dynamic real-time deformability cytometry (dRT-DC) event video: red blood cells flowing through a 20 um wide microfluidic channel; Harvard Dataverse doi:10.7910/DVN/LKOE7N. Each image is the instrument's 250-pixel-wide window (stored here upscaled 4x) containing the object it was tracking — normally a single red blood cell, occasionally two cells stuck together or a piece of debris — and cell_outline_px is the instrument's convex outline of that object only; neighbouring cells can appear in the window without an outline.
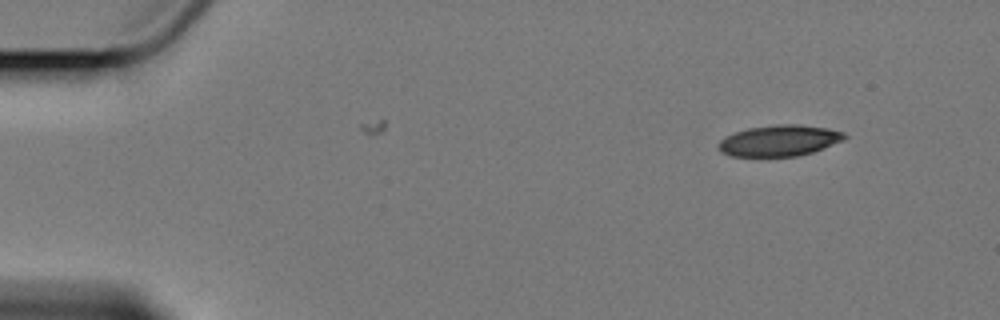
{"species": "Egyptian fruit bat (a non-hibernating species)", "species_latin": "Rousettus aegyptiacus", "temperature_condition": "cold", "stored_images_in_passage": 12, "camera_frame_rate_fps": 3000, "um_per_image_px": 0.085, "animal": {"sex": "female"}, "frame": {"image": 1, "passage_image": 1, "time_ms": 0.0, "image_size_px": [1000, 320], "cell_outline_px": [[848, 136], [844, 140], [812, 152], [796, 156], [732, 156], [720, 152], [716, 144], [724, 136], [748, 128], [776, 124], [796, 124], [828, 128], [844, 132]], "centroid_in_image_um": [66.22, 11.94], "position_along_channel_um": 18.8, "area_um2": 22.89}}
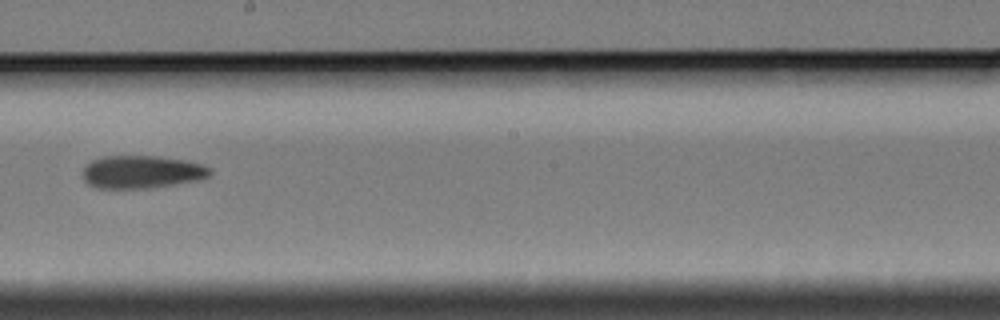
{"frame": {"image": 2, "passage_image": 7, "time_ms": 9.333, "image_size_px": [1000, 320], "cell_outline_px": [[212, 172], [208, 176], [200, 180], [152, 188], [96, 188], [88, 184], [84, 180], [84, 168], [92, 160], [104, 156], [156, 156], [184, 160], [200, 164], [212, 168]], "centroid_in_image_um": [12.07, 14.62], "position_along_channel_um": 236.1, "area_um2": 24.33}}
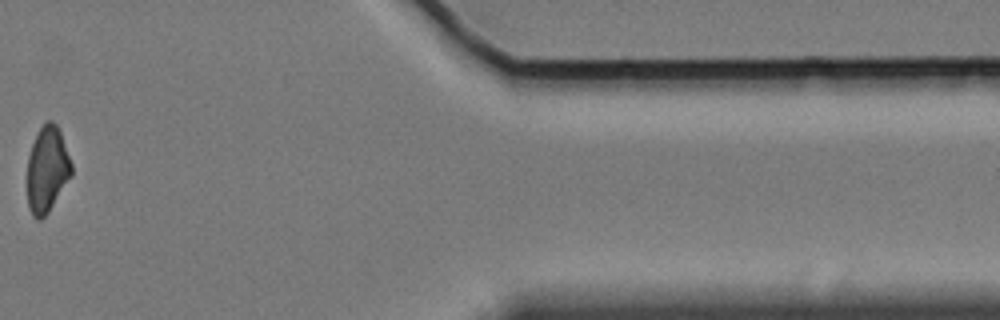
{"frame": {"image": 3, "passage_image": 12, "time_ms": 15.667, "image_size_px": [1000, 320], "cell_outline_px": [[72, 176], [48, 212], [40, 220], [36, 220], [32, 216], [28, 208], [28, 156], [32, 144], [40, 128], [48, 120], [52, 120], [56, 124], [60, 132], [72, 164]], "centroid_in_image_um": [4.01, 14.43], "position_along_channel_um": 407.4, "area_um2": 22.02}}